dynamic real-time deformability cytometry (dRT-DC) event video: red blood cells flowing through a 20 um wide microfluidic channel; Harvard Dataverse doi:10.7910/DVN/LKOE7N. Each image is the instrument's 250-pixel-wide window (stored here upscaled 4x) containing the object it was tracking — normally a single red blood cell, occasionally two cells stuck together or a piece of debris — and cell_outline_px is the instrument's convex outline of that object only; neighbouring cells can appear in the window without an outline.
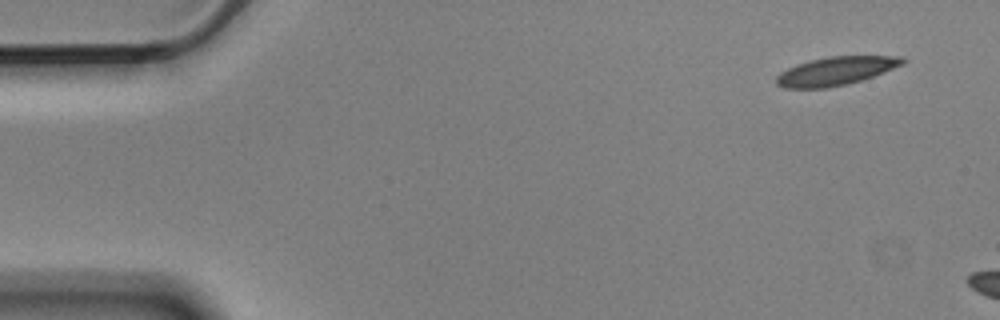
{"species": "Egyptian fruit bat (a non-hibernating species)", "species_latin": "Rousettus aegyptiacus", "temperature_condition": "cold", "stored_images_in_passage": 3, "camera_frame_rate_fps": 3000, "um_per_image_px": 0.085, "animal": {"sex": "male"}, "frame": {"image": 1, "passage_image": 1, "time_ms": 0.0, "image_size_px": [1000, 320], "cell_outline_px": [[908, 60], [904, 64], [884, 72], [860, 80], [828, 88], [784, 88], [776, 84], [776, 76], [780, 72], [796, 64], [808, 60], [828, 56], [904, 56]], "centroid_in_image_um": [71.04, 6.02], "position_along_channel_um": 14.0, "area_um2": 20.98}}